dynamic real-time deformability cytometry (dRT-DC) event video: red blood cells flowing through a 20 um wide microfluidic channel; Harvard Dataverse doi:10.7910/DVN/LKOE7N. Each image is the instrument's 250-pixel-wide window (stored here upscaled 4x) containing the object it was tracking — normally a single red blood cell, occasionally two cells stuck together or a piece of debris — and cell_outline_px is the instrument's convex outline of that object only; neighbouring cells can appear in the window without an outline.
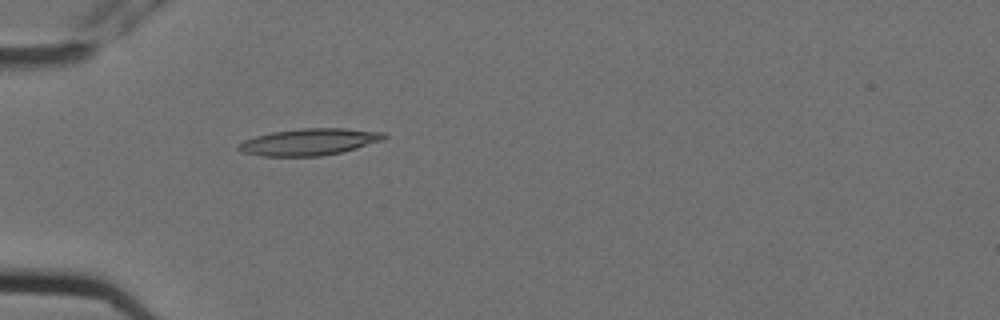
{"species": "Egyptian fruit bat (a non-hibernating species)", "species_latin": "Rousettus aegyptiacus", "temperature_condition": "cold", "stored_images_in_passage": 4, "camera_frame_rate_fps": 3000, "um_per_image_px": 0.085, "animal": {"sex": "female"}, "frame": {"image": 1, "passage_image": 4, "time_ms": 1.0, "image_size_px": [1000, 320], "cell_outline_px": [[388, 136], [384, 140], [356, 148], [340, 152], [320, 156], [260, 156], [240, 152], [236, 148], [236, 144], [244, 140], [256, 136], [272, 132], [300, 128], [344, 128], [384, 132]], "centroid_in_image_um": [26.26, 12.06], "position_along_channel_um": 58.7, "area_um2": 22.83}}